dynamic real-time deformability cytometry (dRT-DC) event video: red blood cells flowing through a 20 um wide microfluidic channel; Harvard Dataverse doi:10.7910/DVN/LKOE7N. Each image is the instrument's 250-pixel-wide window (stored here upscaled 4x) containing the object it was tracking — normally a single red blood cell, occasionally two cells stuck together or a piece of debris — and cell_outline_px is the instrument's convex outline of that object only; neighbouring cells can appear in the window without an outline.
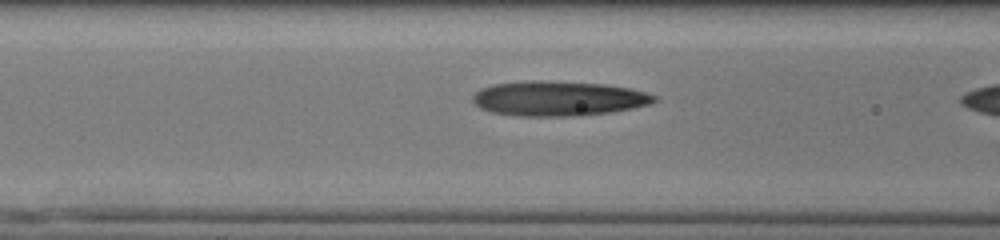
{"species": "human", "species_latin": "Homo sapiens", "temperature_condition": "cold", "stored_images_in_passage": 18, "camera_frame_rate_fps": 3000, "um_per_image_px": 0.085, "donor": {"sex": "male"}, "frame": {"image": 1, "passage_image": 17, "time_ms": 5.333, "image_size_px": [1000, 240], "cell_outline_px": [[656, 100], [648, 104], [632, 108], [612, 112], [580, 116], [516, 116], [492, 112], [480, 108], [472, 100], [472, 96], [480, 88], [492, 84], [528, 80], [544, 80], [604, 84], [628, 88], [644, 92], [656, 96]], "centroid_in_image_um": [47.41, 8.37], "position_along_channel_um": 119.2, "area_um2": 36.99}}